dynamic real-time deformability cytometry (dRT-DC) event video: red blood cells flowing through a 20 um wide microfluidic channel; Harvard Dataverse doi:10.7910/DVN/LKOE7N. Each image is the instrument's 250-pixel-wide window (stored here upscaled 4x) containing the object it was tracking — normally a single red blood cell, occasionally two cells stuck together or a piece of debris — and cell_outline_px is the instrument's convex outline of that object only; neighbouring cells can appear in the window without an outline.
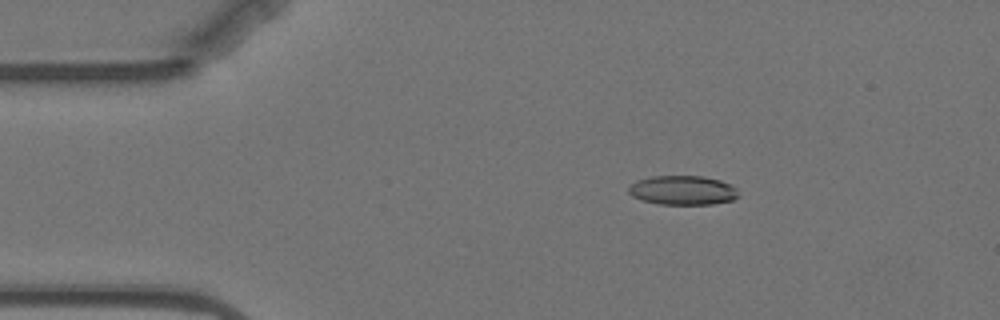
{"species": "Egyptian fruit bat (a non-hibernating species)", "species_latin": "Rousettus aegyptiacus", "temperature_condition": "warm", "stored_images_in_passage": 10, "camera_frame_rate_fps": 3000, "um_per_image_px": 0.085, "animal": {"sex": "female"}, "frame": {"image": 1, "passage_image": 2, "time_ms": 1.0, "image_size_px": [1000, 320], "cell_outline_px": [[740, 196], [732, 200], [712, 204], [660, 204], [640, 200], [632, 196], [628, 192], [628, 188], [636, 180], [652, 176], [704, 176], [720, 180], [732, 184], [736, 188]], "centroid_in_image_um": [58.04, 16.17], "position_along_channel_um": 27.0, "area_um2": 18.9}}
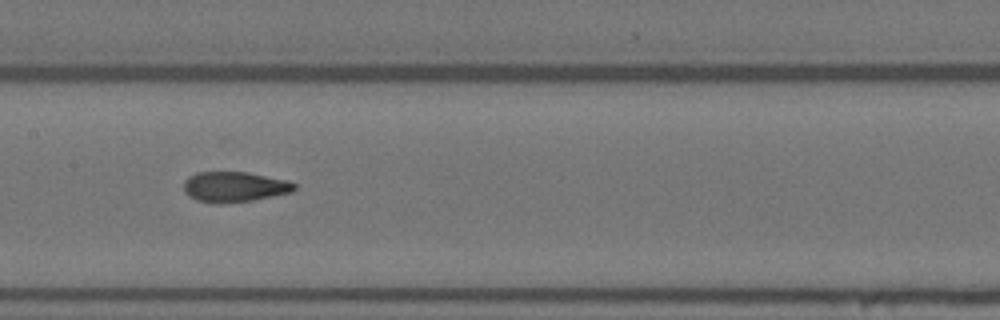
{"frame": {"image": 2, "passage_image": 7, "time_ms": 7.0, "image_size_px": [1000, 320], "cell_outline_px": [[296, 188], [292, 192], [252, 200], [220, 204], [212, 204], [196, 200], [188, 196], [184, 192], [184, 180], [188, 176], [196, 172], [248, 172], [288, 180], [296, 184]], "centroid_in_image_um": [19.89, 15.88], "position_along_channel_um": 187.5, "area_um2": 19.83}}
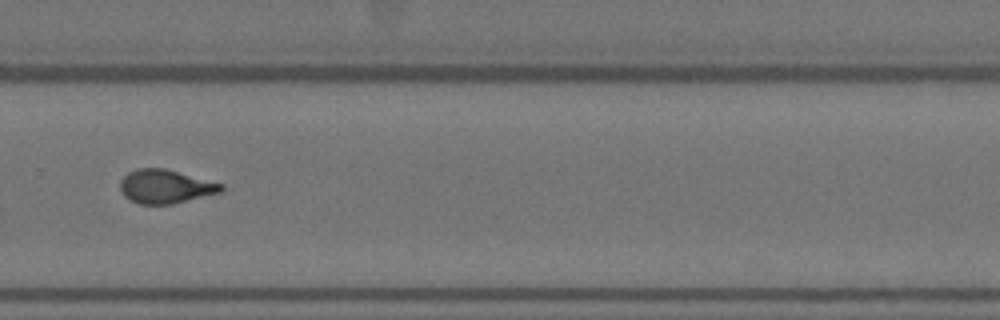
{"frame": {"image": 3, "passage_image": 10, "time_ms": 10.667, "image_size_px": [1000, 320], "cell_outline_px": [[224, 188], [220, 192], [172, 204], [140, 204], [124, 196], [120, 192], [120, 180], [128, 172], [136, 168], [164, 168], [224, 184]], "centroid_in_image_um": [14.03, 15.84], "position_along_channel_um": 315.8, "area_um2": 19.77}}